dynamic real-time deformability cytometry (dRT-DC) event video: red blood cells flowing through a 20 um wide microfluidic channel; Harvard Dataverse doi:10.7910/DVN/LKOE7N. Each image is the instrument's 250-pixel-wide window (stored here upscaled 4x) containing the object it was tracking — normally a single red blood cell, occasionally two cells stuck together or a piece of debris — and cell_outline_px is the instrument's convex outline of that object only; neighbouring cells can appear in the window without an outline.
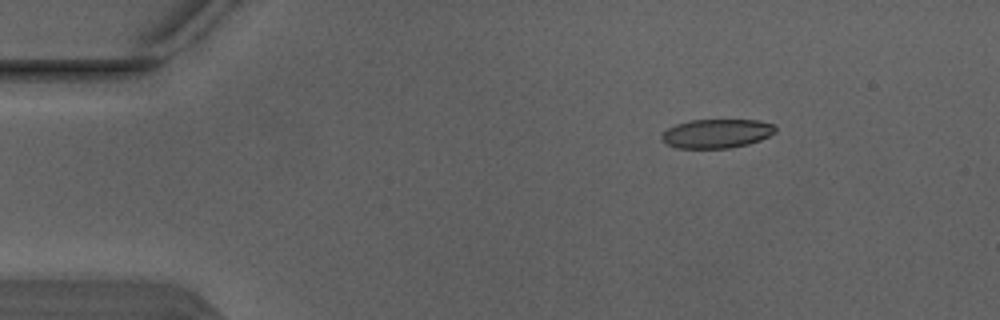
{"species": "Egyptian fruit bat (a non-hibernating species)", "species_latin": "Rousettus aegyptiacus", "temperature_condition": "warm", "stored_images_in_passage": 4, "segment_of_instrument_passage": [1, 2], "camera_frame_rate_fps": 3000, "um_per_image_px": 0.085, "animal": {"sex": "male"}, "frame": {"image": 1, "passage_image": 1, "time_ms": 0.0, "image_size_px": [1000, 320], "cell_outline_px": [[776, 132], [760, 140], [748, 144], [728, 148], [676, 148], [668, 144], [660, 136], [668, 128], [676, 124], [692, 120], [756, 120], [772, 124], [776, 128]], "centroid_in_image_um": [60.92, 11.35], "position_along_channel_um": 24.1, "area_um2": 19.02}}